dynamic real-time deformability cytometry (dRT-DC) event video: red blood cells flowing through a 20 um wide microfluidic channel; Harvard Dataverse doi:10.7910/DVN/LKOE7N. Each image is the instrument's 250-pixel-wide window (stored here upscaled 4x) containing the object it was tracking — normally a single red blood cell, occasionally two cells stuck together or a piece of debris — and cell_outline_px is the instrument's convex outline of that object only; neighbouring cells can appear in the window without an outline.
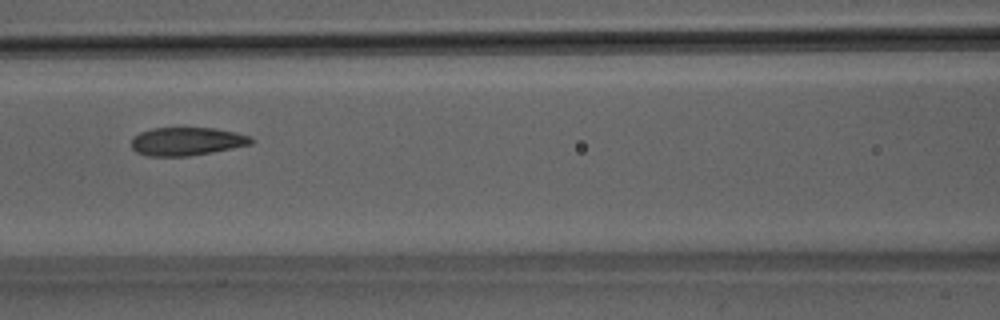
{"species": "Egyptian fruit bat (a non-hibernating species)", "species_latin": "Rousettus aegyptiacus", "temperature_condition": "room temperature", "stored_images_in_passage": 38, "camera_frame_rate_fps": 3000, "um_per_image_px": 0.085, "animal": {"sex": "male"}, "frame": {"image": 1, "passage_image": 11, "time_ms": 3.333, "image_size_px": [1000, 320], "cell_outline_px": [[252, 144], [212, 152], [188, 156], [148, 156], [136, 152], [132, 148], [132, 136], [140, 132], [152, 128], [216, 128], [236, 132], [248, 136], [252, 140]], "centroid_in_image_um": [15.84, 12.01], "position_along_channel_um": 150.8, "area_um2": 19.65}}
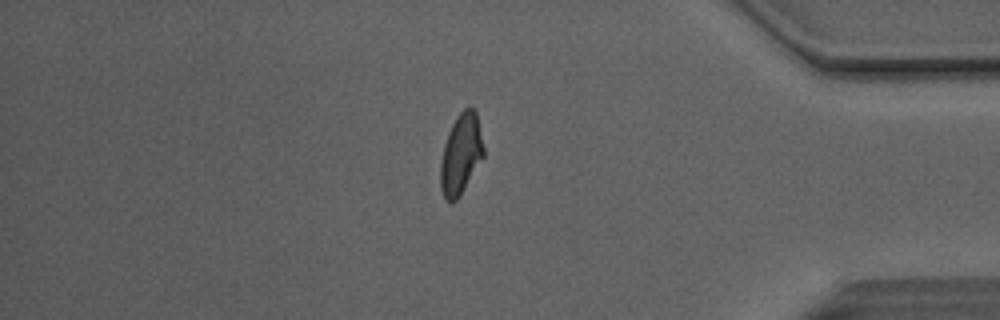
{"frame": {"image": 2, "passage_image": 31, "time_ms": 10.0, "image_size_px": [1000, 320], "cell_outline_px": [[484, 156], [456, 200], [452, 204], [444, 200], [440, 188], [440, 160], [444, 144], [448, 132], [456, 116], [468, 104], [476, 112], [484, 148]], "centroid_in_image_um": [39.15, 13.1], "position_along_channel_um": 396.1, "area_um2": 20.29}}
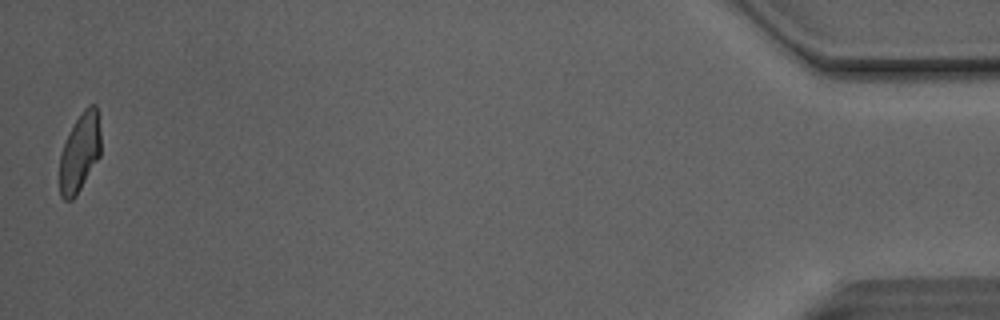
{"frame": {"image": 3, "passage_image": 38, "time_ms": 12.333, "image_size_px": [1000, 320], "cell_outline_px": [[100, 156], [76, 196], [72, 200], [64, 200], [60, 196], [60, 152], [76, 120], [84, 108], [88, 104], [96, 104], [100, 132]], "centroid_in_image_um": [6.78, 12.98], "position_along_channel_um": 428.4, "area_um2": 18.73}, "authors_computed_cell_mechanics": {"area_um2": 20.1722, "velocity_mm_per_s": 4.1273, "shape_relaxation_time_tau1_ms": 6.8822, "shape_relaxation_time_tau2_ms": 1.5542, "deformation_change_tau1": 0.1881, "deformation_change_tau2": 0.0778}}